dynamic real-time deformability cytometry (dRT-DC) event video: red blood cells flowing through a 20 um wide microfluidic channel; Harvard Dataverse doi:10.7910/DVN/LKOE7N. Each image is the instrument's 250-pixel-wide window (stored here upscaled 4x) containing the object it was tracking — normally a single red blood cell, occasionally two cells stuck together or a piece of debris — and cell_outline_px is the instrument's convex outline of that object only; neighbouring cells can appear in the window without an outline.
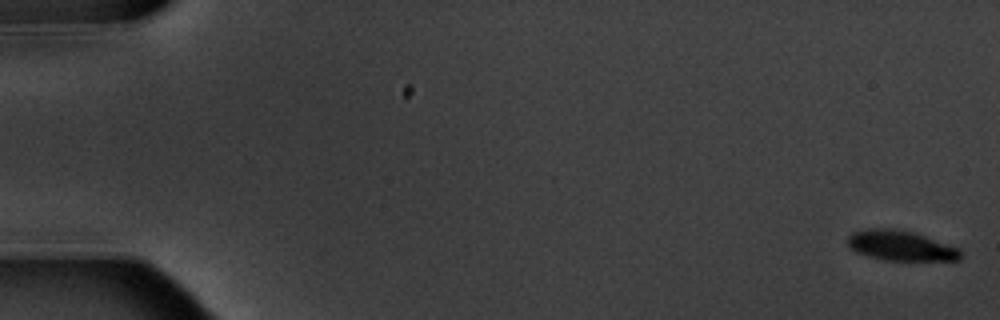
{"species": "common noctule bat (a hibernating species)", "species_latin": "Nyctalus noctula", "temperature_condition": "warm", "stored_images_in_passage": 8, "camera_frame_rate_fps": 3000, "um_per_image_px": 0.085, "animal": {"sex": "male", "body_mass_g": 20.1, "forearm_length_mm": 53.5}, "frame": {"image": 1, "passage_image": 1, "time_ms": 0.0, "image_size_px": [1000, 320], "cell_outline_px": [[960, 260], [884, 260], [868, 256], [856, 252], [848, 244], [848, 236], [852, 232], [868, 228], [892, 228], [912, 232], [960, 248]], "centroid_in_image_um": [76.54, 20.87], "position_along_channel_um": 8.5, "area_um2": 19.59}}
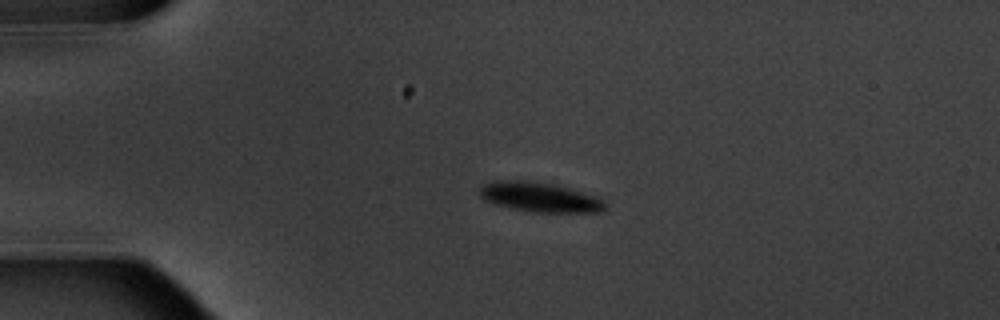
{"frame": {"image": 2, "passage_image": 4, "time_ms": 4.333, "image_size_px": [1000, 320], "cell_outline_px": [[604, 212], [528, 212], [508, 208], [484, 200], [480, 196], [480, 188], [484, 184], [492, 180], [524, 180], [548, 184], [568, 188], [604, 200]], "centroid_in_image_um": [45.8, 16.77], "position_along_channel_um": 39.2, "area_um2": 21.44}}
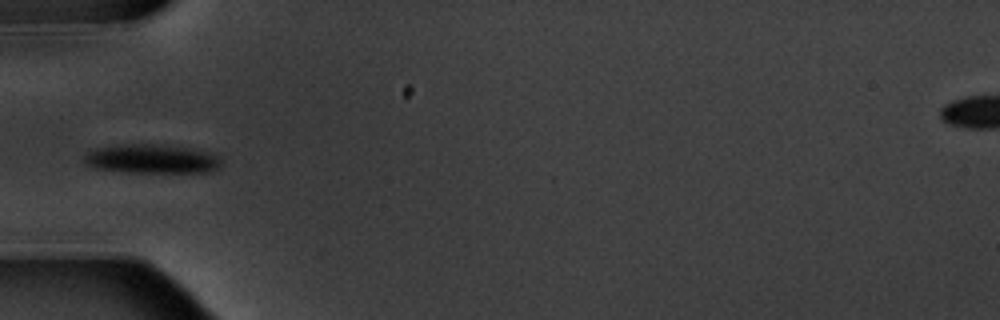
{"frame": {"image": 3, "passage_image": 6, "time_ms": 6.333, "image_size_px": [1000, 320], "cell_outline_px": [[224, 164], [220, 168], [208, 172], [128, 172], [96, 168], [84, 164], [84, 152], [92, 148], [128, 144], [152, 144], [188, 148], [204, 152], [216, 156]], "centroid_in_image_um": [12.83, 13.51], "position_along_channel_um": 72.2, "area_um2": 23.12}}